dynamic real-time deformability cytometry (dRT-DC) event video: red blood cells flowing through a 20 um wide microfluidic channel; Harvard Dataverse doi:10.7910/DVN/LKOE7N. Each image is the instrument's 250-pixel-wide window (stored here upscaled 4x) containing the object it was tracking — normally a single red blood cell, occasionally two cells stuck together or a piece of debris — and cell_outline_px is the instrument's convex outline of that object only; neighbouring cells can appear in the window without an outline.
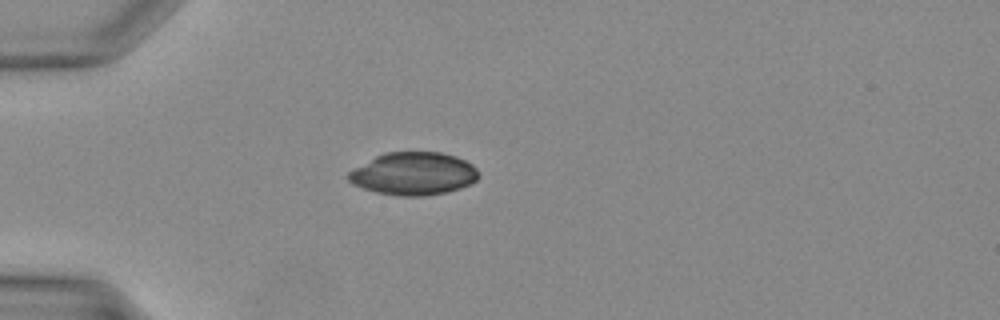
{"species": "Egyptian fruit bat (a non-hibernating species)", "species_latin": "Rousettus aegyptiacus", "temperature_condition": "warm", "stored_images_in_passage": 24, "camera_frame_rate_fps": 3000, "um_per_image_px": 0.085, "animal": {"sex": "female"}, "frame": {"image": 1, "passage_image": 1, "time_ms": 0.0, "image_size_px": [1000, 320], "cell_outline_px": [[480, 176], [476, 180], [460, 188], [444, 192], [420, 196], [400, 196], [376, 192], [352, 184], [344, 176], [348, 172], [376, 156], [384, 152], [440, 152], [456, 156], [472, 164], [480, 172]], "centroid_in_image_um": [35.14, 14.75], "position_along_channel_um": 49.9, "area_um2": 32.37}}
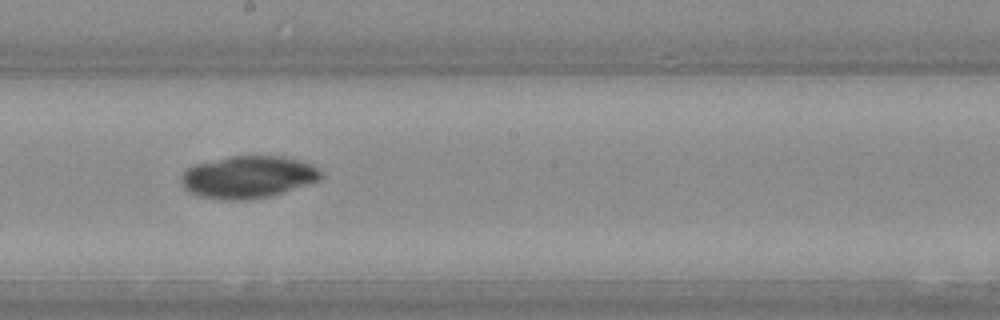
{"frame": {"image": 2, "passage_image": 12, "time_ms": 3.667, "image_size_px": [1000, 320], "cell_outline_px": [[324, 176], [320, 180], [308, 184], [268, 196], [248, 200], [228, 200], [200, 196], [188, 192], [180, 184], [180, 176], [188, 168], [196, 164], [228, 156], [284, 156], [300, 160], [316, 168]], "centroid_in_image_um": [21.05, 15.04], "position_along_channel_um": 227.2, "area_um2": 34.28}}
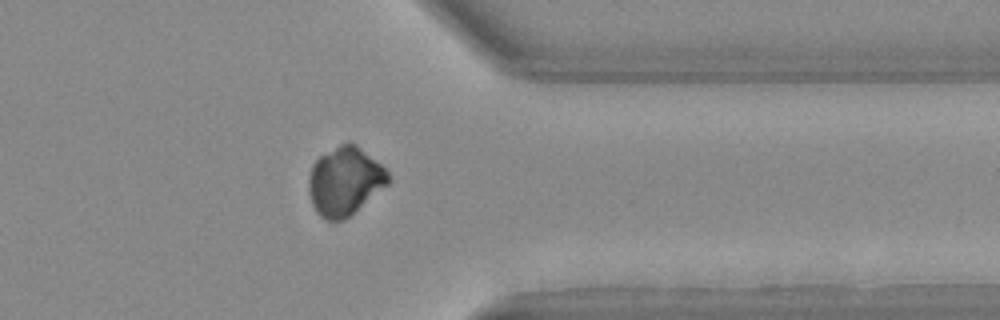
{"frame": {"image": 3, "passage_image": 21, "time_ms": 6.667, "image_size_px": [1000, 320], "cell_outline_px": [[388, 184], [344, 220], [324, 220], [316, 212], [312, 204], [308, 192], [308, 176], [312, 164], [320, 156], [340, 144], [356, 144], [380, 164], [388, 172]], "centroid_in_image_um": [29.26, 15.42], "position_along_channel_um": 382.1, "area_um2": 31.33}}